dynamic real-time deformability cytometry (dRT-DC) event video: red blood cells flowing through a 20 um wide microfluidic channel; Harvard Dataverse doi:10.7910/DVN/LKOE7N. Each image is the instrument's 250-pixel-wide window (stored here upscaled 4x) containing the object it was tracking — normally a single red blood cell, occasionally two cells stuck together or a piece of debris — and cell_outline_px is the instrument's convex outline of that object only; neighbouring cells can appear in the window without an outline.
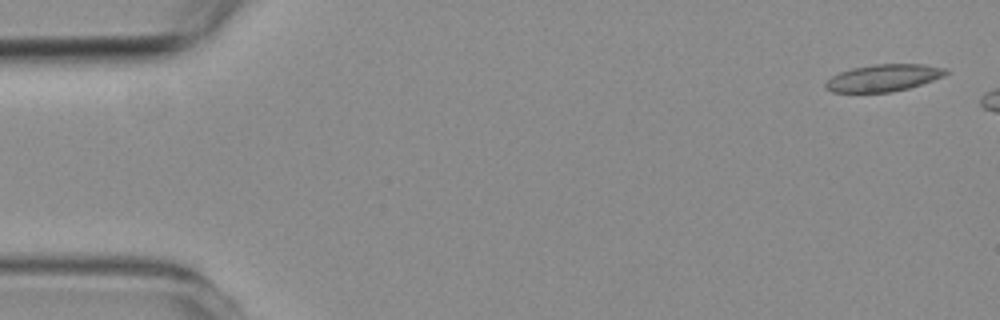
{"species": "common noctule bat (a hibernating species)", "species_latin": "Nyctalus noctula", "temperature_condition": "room temperature", "stored_images_in_passage": 3, "camera_frame_rate_fps": 3000, "um_per_image_px": 0.085, "animal": {"sex": "female", "body_mass_g": 19.3, "forearm_length_mm": 54.1}, "frame": {"image": 1, "passage_image": 1, "time_ms": 0.0, "image_size_px": [1000, 320], "cell_outline_px": [[948, 72], [944, 76], [908, 88], [892, 92], [832, 92], [824, 88], [824, 84], [832, 76], [840, 72], [852, 68], [876, 64], [924, 64], [948, 68]], "centroid_in_image_um": [75.1, 6.61], "position_along_channel_um": 9.9, "area_um2": 18.9}}